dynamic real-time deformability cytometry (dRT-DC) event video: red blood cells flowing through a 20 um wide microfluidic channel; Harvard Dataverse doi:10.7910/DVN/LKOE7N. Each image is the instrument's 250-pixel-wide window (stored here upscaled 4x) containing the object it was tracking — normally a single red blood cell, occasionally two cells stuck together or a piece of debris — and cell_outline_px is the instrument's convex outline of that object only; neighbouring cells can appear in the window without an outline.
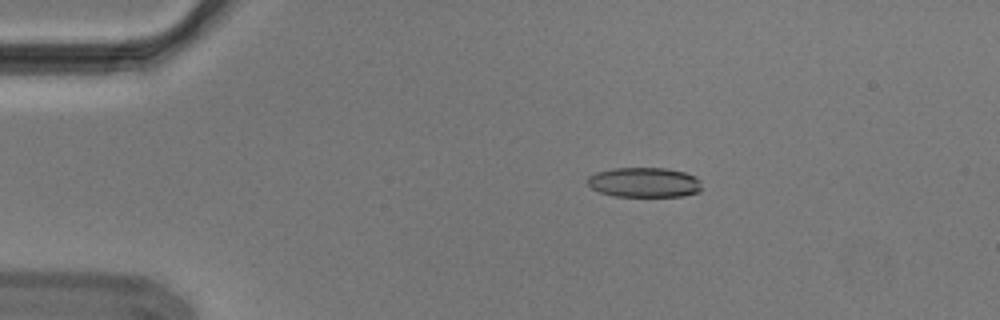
{"species": "Egyptian fruit bat (a non-hibernating species)", "species_latin": "Rousettus aegyptiacus", "temperature_condition": "cold", "stored_images_in_passage": 55, "segment_of_instrument_passage": [1, 2], "camera_frame_rate_fps": 3000, "um_per_image_px": 0.085, "animal": {"sex": "male"}, "frame": {"image": 1, "passage_image": 11, "time_ms": 3.333, "image_size_px": [1000, 320], "cell_outline_px": [[700, 192], [684, 196], [612, 196], [600, 192], [592, 188], [588, 184], [588, 176], [596, 172], [612, 168], [668, 168], [684, 172], [696, 176], [700, 180]], "centroid_in_image_um": [54.77, 15.5], "position_along_channel_um": 30.2, "area_um2": 20.0}}
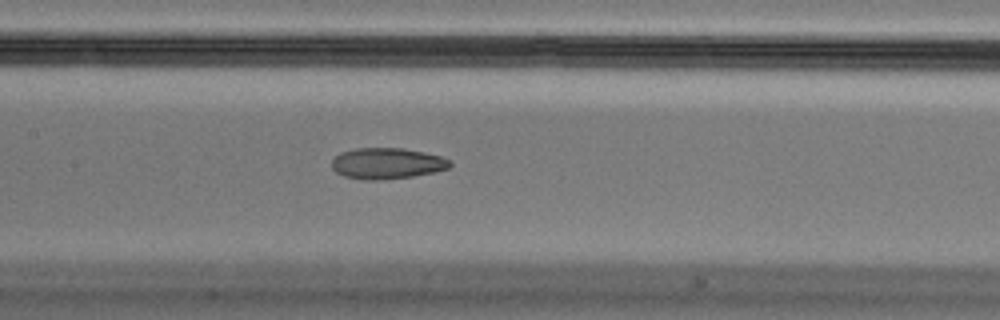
{"frame": {"image": 2, "passage_image": 27, "time_ms": 8.667, "image_size_px": [1000, 320], "cell_outline_px": [[452, 164], [448, 168], [436, 172], [412, 176], [380, 180], [364, 180], [344, 176], [336, 172], [332, 168], [332, 160], [340, 152], [356, 148], [404, 148], [424, 152], [440, 156], [448, 160]], "centroid_in_image_um": [32.88, 13.89], "position_along_channel_um": 174.5, "area_um2": 21.39}}
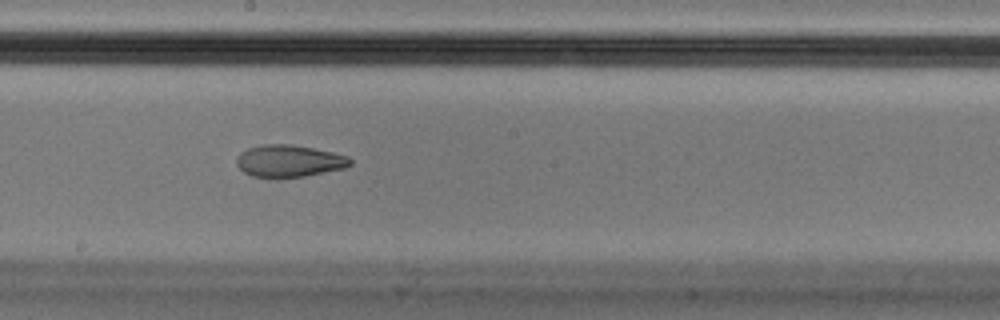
{"frame": {"image": 3, "passage_image": 31, "time_ms": 10.0, "image_size_px": [1000, 320], "cell_outline_px": [[352, 164], [344, 168], [304, 176], [252, 176], [244, 172], [236, 164], [236, 160], [240, 152], [248, 148], [260, 144], [292, 144], [332, 152], [348, 156], [352, 160]], "centroid_in_image_um": [24.57, 13.65], "position_along_channel_um": 223.6, "area_um2": 20.92}}